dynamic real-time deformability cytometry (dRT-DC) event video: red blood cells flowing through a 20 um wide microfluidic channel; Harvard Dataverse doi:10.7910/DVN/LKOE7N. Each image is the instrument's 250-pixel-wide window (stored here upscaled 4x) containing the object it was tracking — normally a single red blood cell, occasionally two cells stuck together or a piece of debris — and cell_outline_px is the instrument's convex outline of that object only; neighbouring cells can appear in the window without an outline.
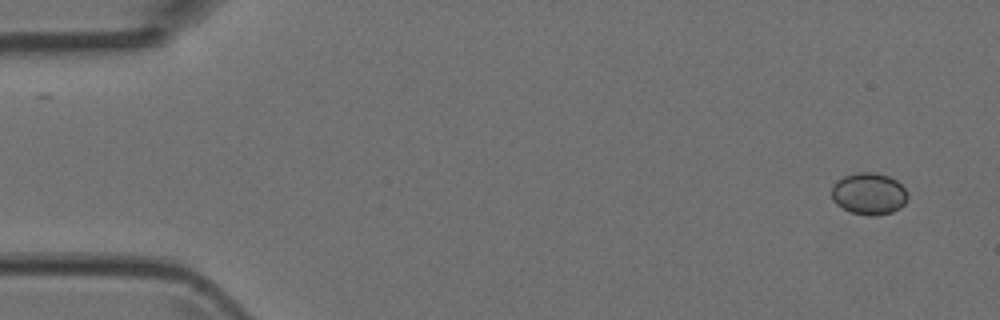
{"species": "Egyptian fruit bat (a non-hibernating species)", "species_latin": "Rousettus aegyptiacus", "temperature_condition": "room temperature", "stored_images_in_passage": 6, "camera_frame_rate_fps": 3000, "um_per_image_px": 0.085, "animal": {"sex": "female"}, "frame": {"image": 1, "passage_image": 1, "time_ms": 0.0, "image_size_px": [1000, 320], "cell_outline_px": [[908, 196], [904, 204], [900, 208], [892, 212], [876, 216], [868, 216], [852, 212], [836, 204], [832, 200], [832, 188], [836, 180], [844, 176], [856, 172], [876, 172], [888, 176], [896, 180], [908, 192]], "centroid_in_image_um": [73.86, 16.46], "position_along_channel_um": 11.1, "area_um2": 18.67}}
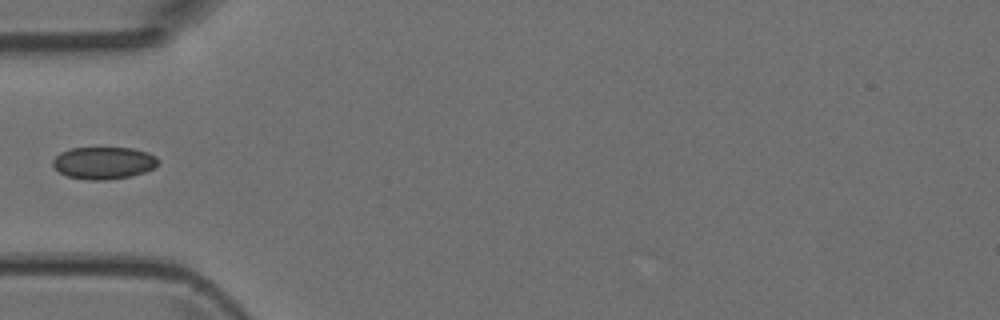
{"frame": {"image": 2, "passage_image": 5, "time_ms": 4.667, "image_size_px": [1000, 320], "cell_outline_px": [[160, 164], [156, 168], [144, 172], [128, 176], [108, 180], [92, 180], [68, 176], [60, 172], [52, 164], [52, 160], [60, 152], [72, 148], [132, 148], [148, 152], [156, 156], [160, 160]], "centroid_in_image_um": [8.86, 13.84], "position_along_channel_um": 76.1, "area_um2": 19.83}}
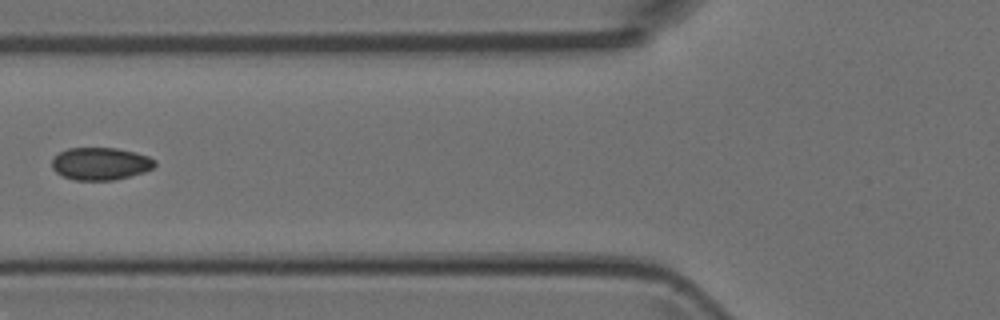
{"frame": {"image": 3, "passage_image": 6, "time_ms": 5.667, "image_size_px": [1000, 320], "cell_outline_px": [[156, 164], [152, 168], [144, 172], [112, 180], [76, 180], [64, 176], [56, 172], [52, 168], [52, 160], [60, 152], [68, 148], [116, 148], [148, 156], [156, 160]], "centroid_in_image_um": [8.54, 13.91], "position_along_channel_um": 117.3, "area_um2": 19.25}}